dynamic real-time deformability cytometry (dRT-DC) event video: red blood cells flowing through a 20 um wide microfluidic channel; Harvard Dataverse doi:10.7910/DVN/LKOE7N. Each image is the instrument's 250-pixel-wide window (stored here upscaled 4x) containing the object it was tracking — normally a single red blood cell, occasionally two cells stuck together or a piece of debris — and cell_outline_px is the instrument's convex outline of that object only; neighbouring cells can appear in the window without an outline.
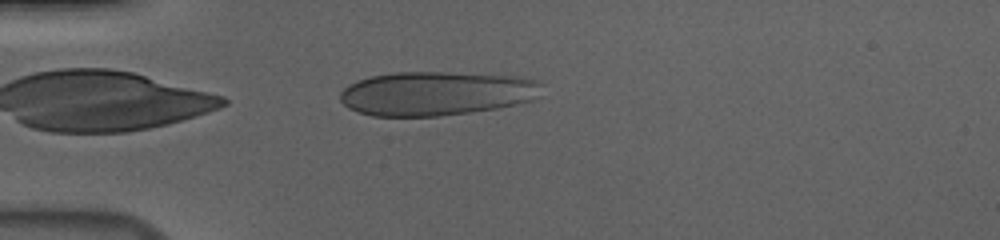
{"species": "human", "species_latin": "Homo sapiens", "temperature_condition": "cold", "stored_images_in_passage": 41, "camera_frame_rate_fps": 3000, "um_per_image_px": 0.085, "donor": {"sex": "male"}, "frame": {"image": 1, "passage_image": 1, "time_ms": 0.0, "image_size_px": [1000, 240], "cell_outline_px": [[540, 96], [532, 100], [516, 104], [496, 108], [440, 116], [372, 116], [356, 112], [348, 108], [340, 100], [340, 92], [348, 84], [356, 80], [372, 76], [396, 72], [448, 72], [524, 76], [536, 80], [540, 84]], "centroid_in_image_um": [37.07, 7.93], "position_along_channel_um": 47.9, "area_um2": 52.14}}
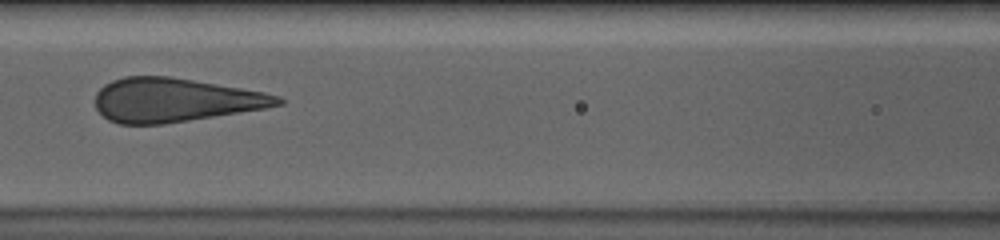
{"frame": {"image": 2, "passage_image": 11, "time_ms": 3.333, "image_size_px": [1000, 240], "cell_outline_px": [[284, 104], [264, 108], [164, 124], [120, 124], [108, 120], [96, 108], [96, 92], [104, 84], [112, 80], [124, 76], [168, 76], [264, 92], [280, 96], [284, 100]], "centroid_in_image_um": [14.82, 8.5], "position_along_channel_um": 151.8, "area_um2": 46.3}}
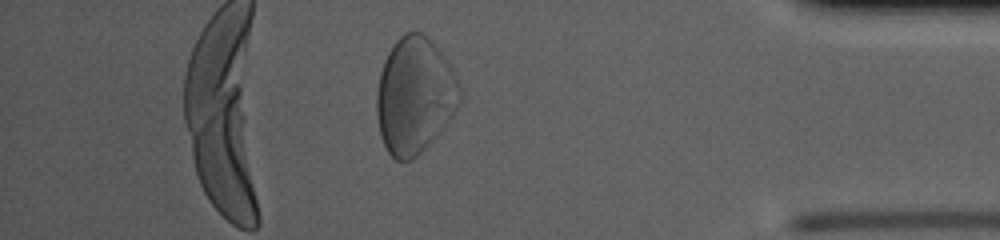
{"frame": {"image": 3, "passage_image": 34, "time_ms": 11.0, "image_size_px": [1000, 240], "cell_outline_px": [[460, 104], [456, 112], [440, 132], [412, 160], [396, 160], [388, 152], [380, 136], [376, 112], [376, 92], [380, 72], [384, 60], [392, 44], [404, 32], [424, 32], [432, 40], [448, 60], [452, 68], [460, 88]], "centroid_in_image_um": [35.24, 8.09], "position_along_channel_um": 400.0, "area_um2": 56.76}, "authors_computed_cell_mechanics": {"area_um2": 48.2052, "velocity_mm_per_s": 3.6726, "shape_relaxation_time_tau1_ms": 7.5158, "shape_relaxation_time_tau2_ms": null, "deformation_change_tau1": 0.1873, "deformation_change_tau2": null}}